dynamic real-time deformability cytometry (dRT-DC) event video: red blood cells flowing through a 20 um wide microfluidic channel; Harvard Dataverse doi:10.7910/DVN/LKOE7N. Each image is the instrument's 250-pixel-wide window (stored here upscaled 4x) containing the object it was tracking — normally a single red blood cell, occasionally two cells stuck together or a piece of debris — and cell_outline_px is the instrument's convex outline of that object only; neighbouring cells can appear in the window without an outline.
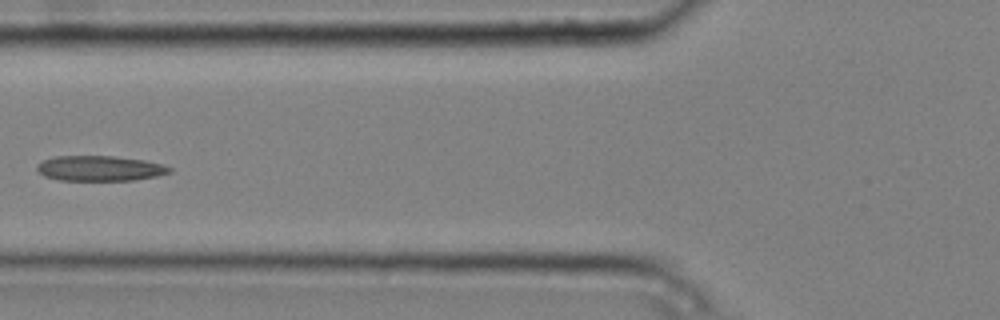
{"species": "common noctule bat (a hibernating species)", "species_latin": "Nyctalus noctula", "temperature_condition": "cold", "stored_images_in_passage": 6, "camera_frame_rate_fps": 3000, "um_per_image_px": 0.085, "animal": {"sex": "male", "body_mass_g": 20.4}, "frame": {"image": 1, "passage_image": 6, "time_ms": 1.667, "image_size_px": [1000, 320], "cell_outline_px": [[172, 172], [156, 176], [136, 180], [60, 180], [44, 176], [36, 168], [36, 164], [44, 160], [56, 156], [116, 156], [144, 160], [164, 164], [172, 168]], "centroid_in_image_um": [8.52, 14.3], "position_along_channel_um": 117.3, "area_um2": 19.54}}